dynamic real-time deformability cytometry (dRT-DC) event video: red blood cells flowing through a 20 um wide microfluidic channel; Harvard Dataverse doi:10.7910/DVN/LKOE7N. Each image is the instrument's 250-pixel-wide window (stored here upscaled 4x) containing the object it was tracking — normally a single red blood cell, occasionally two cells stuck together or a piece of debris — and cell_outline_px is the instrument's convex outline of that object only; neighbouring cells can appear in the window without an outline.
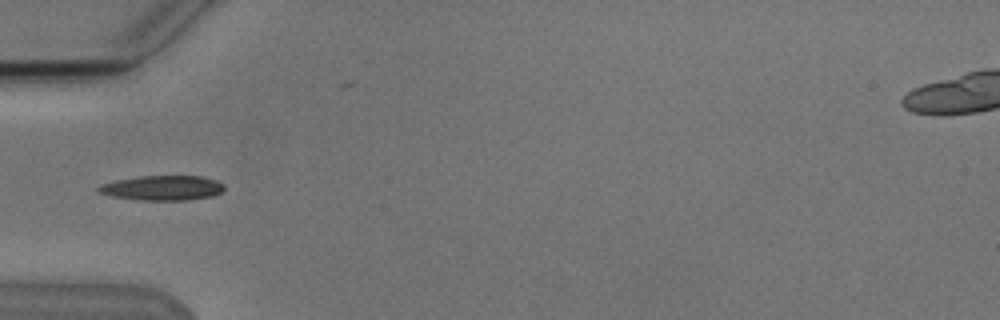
{"species": "Egyptian fruit bat (a non-hibernating species)", "species_latin": "Rousettus aegyptiacus", "temperature_condition": "cold", "stored_images_in_passage": 5, "camera_frame_rate_fps": 3000, "um_per_image_px": 0.085, "animal": {"sex": "male"}, "frame": {"image": 1, "passage_image": 5, "time_ms": 5.0, "image_size_px": [1000, 320], "cell_outline_px": [[224, 188], [220, 192], [212, 196], [188, 200], [136, 200], [112, 196], [100, 192], [96, 188], [100, 184], [116, 180], [140, 176], [200, 176], [216, 180], [224, 184]], "centroid_in_image_um": [13.8, 15.97], "position_along_channel_um": 71.2, "area_um2": 18.15}}